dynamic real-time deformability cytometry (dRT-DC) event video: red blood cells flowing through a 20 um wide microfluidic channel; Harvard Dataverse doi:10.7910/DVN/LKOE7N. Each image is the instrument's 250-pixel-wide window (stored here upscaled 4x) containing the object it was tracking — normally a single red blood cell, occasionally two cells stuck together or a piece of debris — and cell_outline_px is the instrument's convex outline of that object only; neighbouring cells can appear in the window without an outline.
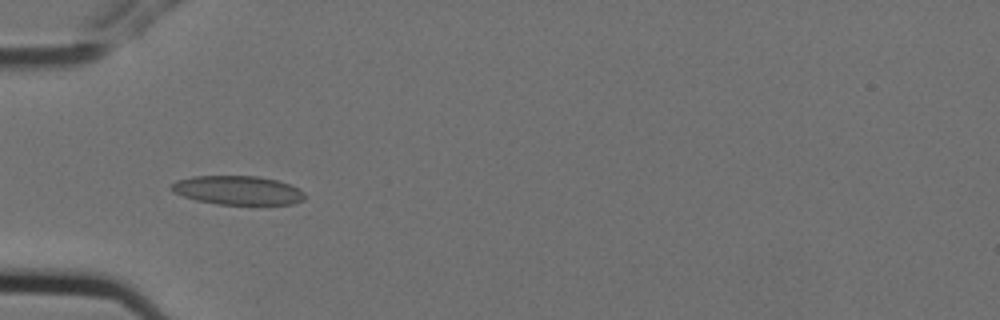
{"species": "Egyptian fruit bat (a non-hibernating species)", "species_latin": "Rousettus aegyptiacus", "temperature_condition": "cold", "stored_images_in_passage": 8, "camera_frame_rate_fps": 3000, "um_per_image_px": 0.085, "animal": {"sex": "female"}, "frame": {"image": 1, "passage_image": 6, "time_ms": 1.667, "image_size_px": [1000, 320], "cell_outline_px": [[304, 200], [292, 204], [216, 204], [196, 200], [172, 192], [168, 188], [176, 180], [192, 176], [256, 176], [276, 180], [288, 184], [304, 192]], "centroid_in_image_um": [20.15, 16.17], "position_along_channel_um": 64.8, "area_um2": 22.37}}
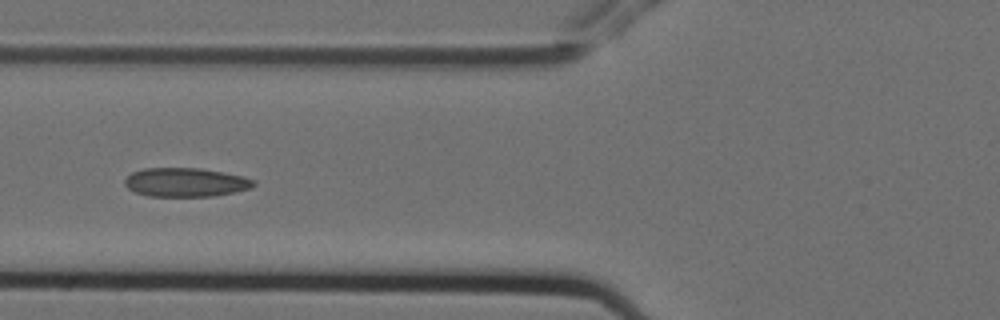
{"frame": {"image": 2, "passage_image": 7, "time_ms": 2.0, "image_size_px": [1000, 320], "cell_outline_px": [[256, 184], [252, 188], [212, 196], [148, 196], [136, 192], [128, 188], [124, 184], [124, 180], [132, 172], [144, 168], [200, 168], [224, 172], [256, 180]], "centroid_in_image_um": [15.77, 15.49], "position_along_channel_um": 110.0, "area_um2": 21.62}}
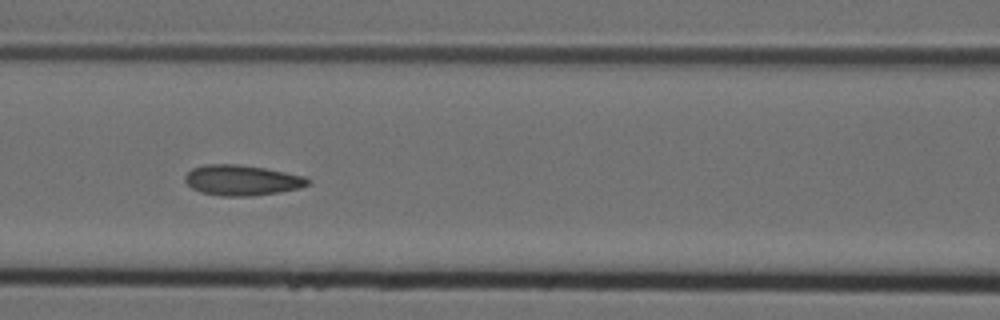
{"frame": {"image": 3, "passage_image": 8, "time_ms": 2.333, "image_size_px": [1000, 320], "cell_outline_px": [[312, 180], [308, 184], [300, 188], [276, 192], [248, 196], [220, 196], [200, 192], [192, 188], [184, 180], [184, 176], [192, 168], [204, 164], [240, 164], [264, 168], [304, 176]], "centroid_in_image_um": [20.53, 15.31], "position_along_channel_um": 146.1, "area_um2": 21.73}}